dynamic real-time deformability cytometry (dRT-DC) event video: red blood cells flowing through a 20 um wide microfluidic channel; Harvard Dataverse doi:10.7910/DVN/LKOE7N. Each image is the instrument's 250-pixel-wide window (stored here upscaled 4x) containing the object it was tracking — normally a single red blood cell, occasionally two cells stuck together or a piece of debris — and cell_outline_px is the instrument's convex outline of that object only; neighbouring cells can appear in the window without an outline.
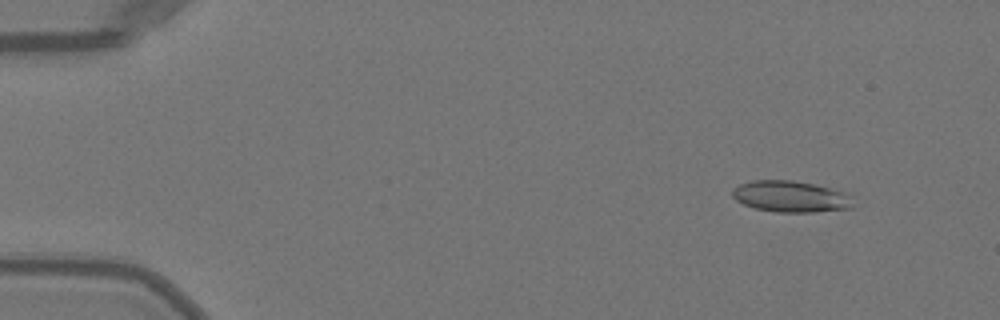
{"species": "Egyptian fruit bat (a non-hibernating species)", "species_latin": "Rousettus aegyptiacus", "temperature_condition": "warm", "stored_images_in_passage": 25, "camera_frame_rate_fps": 3000, "um_per_image_px": 0.085, "animal": {"sex": "female"}, "frame": {"image": 1, "passage_image": 5, "time_ms": 1.333, "image_size_px": [1000, 320], "cell_outline_px": [[852, 208], [812, 212], [776, 212], [756, 208], [744, 204], [736, 200], [732, 196], [732, 188], [740, 184], [752, 180], [792, 180], [816, 184], [844, 192], [852, 196]], "centroid_in_image_um": [67.2, 16.69], "position_along_channel_um": 17.8, "area_um2": 22.08}}
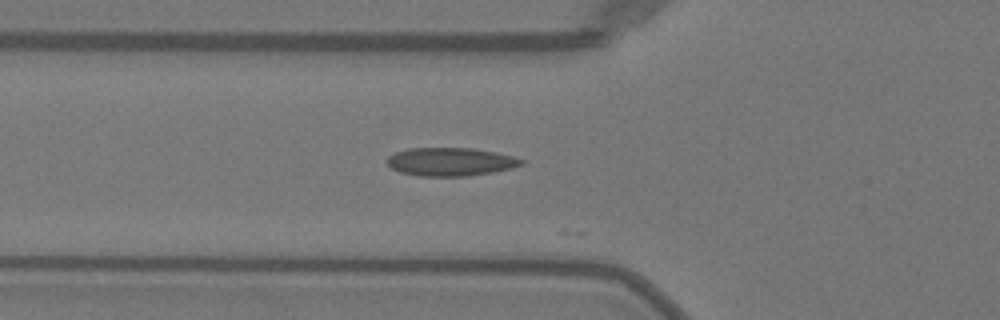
{"frame": {"image": 2, "passage_image": 18, "time_ms": 5.667, "image_size_px": [1000, 320], "cell_outline_px": [[524, 164], [512, 168], [492, 172], [468, 176], [420, 176], [400, 172], [392, 168], [384, 160], [388, 156], [396, 152], [408, 148], [472, 148], [512, 156], [524, 160]], "centroid_in_image_um": [38.26, 13.75], "position_along_channel_um": 87.5, "area_um2": 22.08}}
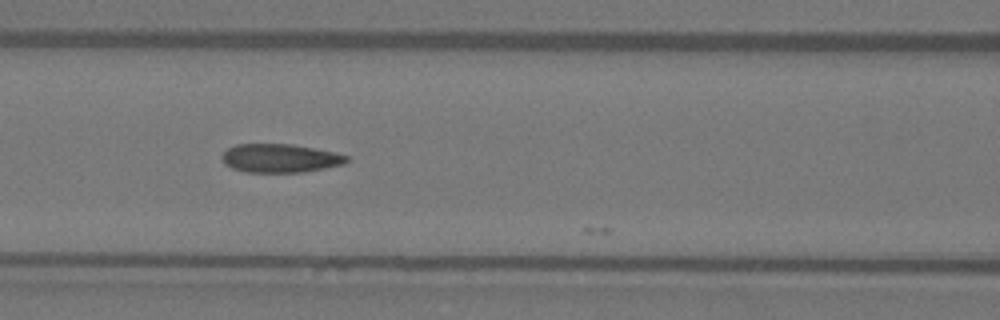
{"frame": {"image": 3, "passage_image": 22, "time_ms": 7.0, "image_size_px": [1000, 320], "cell_outline_px": [[352, 160], [344, 164], [304, 172], [244, 172], [232, 168], [224, 164], [220, 156], [228, 148], [236, 144], [292, 144], [336, 152], [348, 156]], "centroid_in_image_um": [23.82, 13.45], "position_along_channel_um": 142.8, "area_um2": 20.98}}